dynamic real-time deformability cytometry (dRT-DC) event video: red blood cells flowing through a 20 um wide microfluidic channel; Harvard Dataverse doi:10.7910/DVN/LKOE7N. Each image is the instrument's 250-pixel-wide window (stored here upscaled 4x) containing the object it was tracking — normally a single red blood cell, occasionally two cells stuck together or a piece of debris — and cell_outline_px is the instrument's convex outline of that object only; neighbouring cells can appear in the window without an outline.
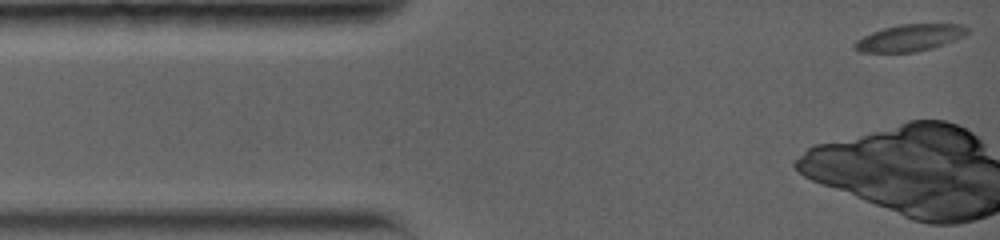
{"species": "common noctule bat (a hibernating species)", "species_latin": "Nyctalus noctula", "temperature_condition": "warm", "stored_images_in_passage": 4, "camera_frame_rate_fps": 5000, "um_per_image_px": 0.085, "animal": {"sex": "female", "body_mass_g": 19.0, "forearm_length_mm": 56.7}, "frame": {"image": 1, "passage_image": 1, "time_ms": 0.0, "image_size_px": [1000, 240], "cell_outline_px": [[968, 32], [964, 36], [944, 44], [932, 48], [916, 52], [860, 52], [852, 48], [852, 44], [856, 40], [872, 32], [884, 28], [900, 24], [960, 24], [968, 28]], "centroid_in_image_um": [77.3, 3.22], "position_along_channel_um": 7.7, "area_um2": 17.57}}